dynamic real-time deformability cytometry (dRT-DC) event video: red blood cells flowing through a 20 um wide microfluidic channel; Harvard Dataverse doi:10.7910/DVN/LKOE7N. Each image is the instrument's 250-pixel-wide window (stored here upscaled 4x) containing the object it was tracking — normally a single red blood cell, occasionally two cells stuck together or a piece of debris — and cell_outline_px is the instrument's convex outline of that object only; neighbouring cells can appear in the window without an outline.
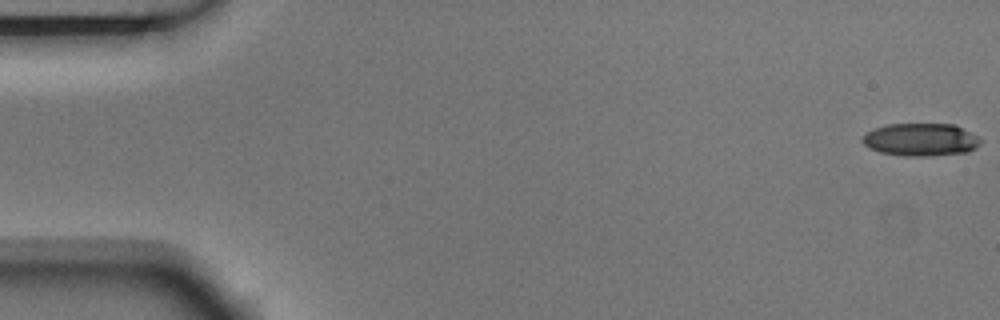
{"species": "Egyptian fruit bat (a non-hibernating species)", "species_latin": "Rousettus aegyptiacus", "temperature_condition": "room temperature", "stored_images_in_passage": 6, "camera_frame_rate_fps": 3000, "um_per_image_px": 0.085, "animal": {"sex": "male"}, "frame": {"image": 1, "passage_image": 1, "time_ms": 0.0, "image_size_px": [1000, 320], "cell_outline_px": [[980, 144], [976, 148], [968, 152], [928, 156], [900, 156], [880, 152], [868, 148], [860, 140], [868, 132], [876, 128], [888, 124], [956, 124], [976, 136], [980, 140]], "centroid_in_image_um": [78.26, 11.88], "position_along_channel_um": 6.7, "area_um2": 22.54}}
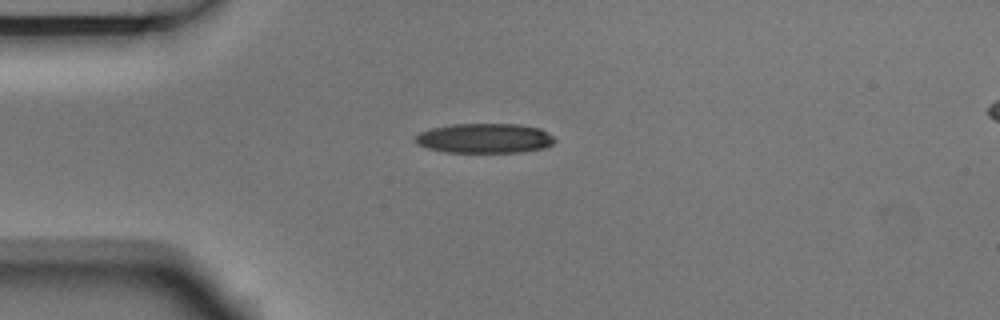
{"frame": {"image": 2, "passage_image": 4, "time_ms": 1.0, "image_size_px": [1000, 320], "cell_outline_px": [[556, 140], [552, 144], [544, 148], [520, 152], [444, 152], [428, 148], [416, 144], [412, 140], [412, 136], [420, 132], [432, 128], [452, 124], [520, 124], [540, 128], [552, 136]], "centroid_in_image_um": [41.14, 11.75], "position_along_channel_um": 43.9, "area_um2": 24.33}}
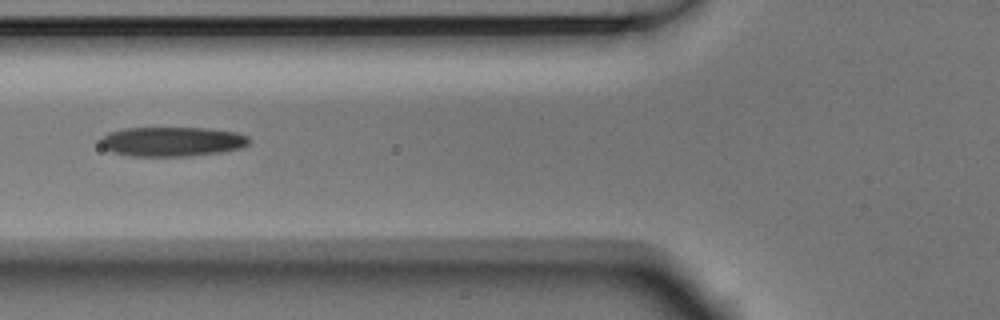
{"frame": {"image": 3, "passage_image": 6, "time_ms": 1.667, "image_size_px": [1000, 320], "cell_outline_px": [[252, 140], [244, 148], [220, 152], [188, 156], [132, 156], [112, 152], [104, 148], [100, 144], [100, 140], [108, 132], [124, 128], [208, 128], [236, 132], [248, 136]], "centroid_in_image_um": [14.66, 12.03], "position_along_channel_um": 111.1, "area_um2": 25.72}}